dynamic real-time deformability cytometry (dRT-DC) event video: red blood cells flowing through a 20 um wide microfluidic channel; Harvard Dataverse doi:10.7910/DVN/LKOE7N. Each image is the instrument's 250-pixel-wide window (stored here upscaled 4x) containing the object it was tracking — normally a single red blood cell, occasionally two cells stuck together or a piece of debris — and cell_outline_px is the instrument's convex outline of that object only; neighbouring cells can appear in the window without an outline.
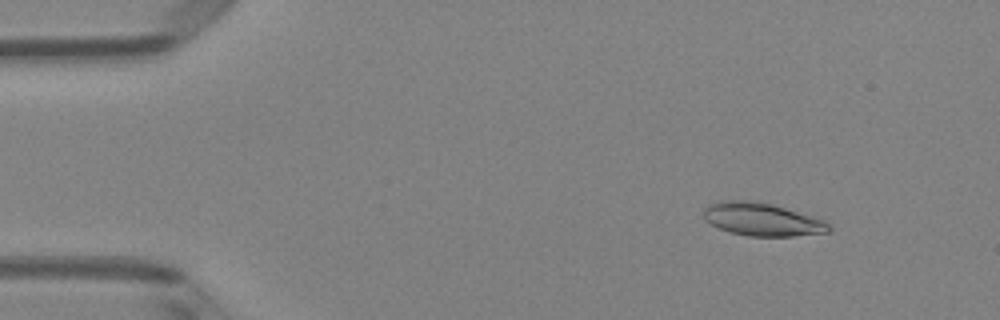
{"species": "Egyptian fruit bat (a non-hibernating species)", "species_latin": "Rousettus aegyptiacus", "temperature_condition": "room temperature", "stored_images_in_passage": 4, "camera_frame_rate_fps": 3000, "um_per_image_px": 0.085, "animal": {"sex": "female"}, "frame": {"image": 1, "passage_image": 2, "time_ms": 0.333, "image_size_px": [1000, 320], "cell_outline_px": [[832, 228], [828, 232], [792, 236], [748, 236], [728, 232], [704, 220], [704, 208], [720, 200], [744, 200], [772, 204], [816, 216], [824, 220]], "centroid_in_image_um": [64.8, 18.65], "position_along_channel_um": 20.2, "area_um2": 24.1}}